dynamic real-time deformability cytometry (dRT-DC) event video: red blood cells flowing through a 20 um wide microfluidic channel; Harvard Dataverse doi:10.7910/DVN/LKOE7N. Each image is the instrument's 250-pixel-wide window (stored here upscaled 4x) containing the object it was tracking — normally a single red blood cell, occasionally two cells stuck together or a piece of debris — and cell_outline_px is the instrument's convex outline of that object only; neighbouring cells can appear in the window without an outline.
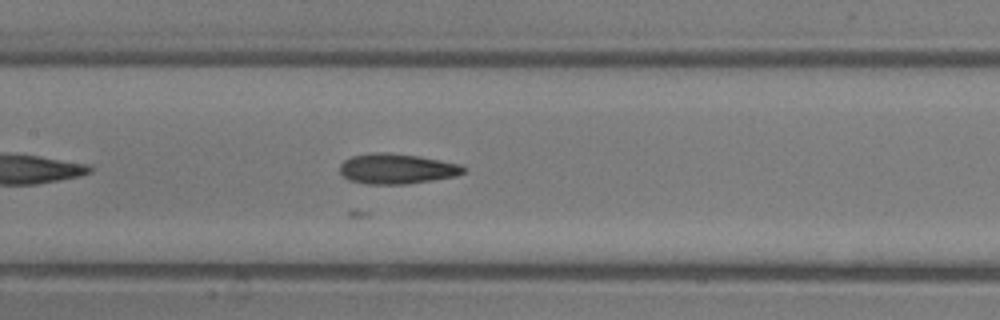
{"species": "common noctule bat (a hibernating species)", "species_latin": "Nyctalus noctula", "temperature_condition": "room temperature", "stored_images_in_passage": 22, "camera_frame_rate_fps": 3000, "um_per_image_px": 0.085, "animal": {"sex": "male", "body_mass_g": 13.3}, "frame": {"image": 1, "passage_image": 7, "time_ms": 2.0, "image_size_px": [1000, 320], "cell_outline_px": [[464, 172], [456, 176], [408, 184], [368, 184], [348, 180], [340, 172], [340, 164], [344, 160], [352, 156], [372, 152], [388, 152], [420, 156], [460, 164], [464, 168]], "centroid_in_image_um": [33.7, 14.34], "position_along_channel_um": 173.7, "area_um2": 21.85}}
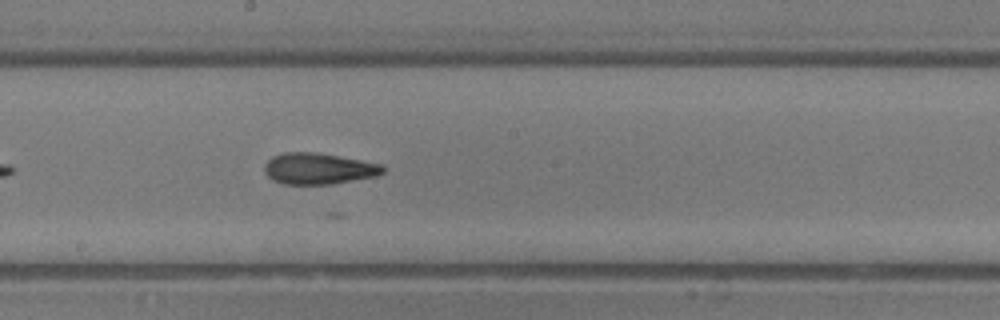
{"frame": {"image": 2, "passage_image": 10, "time_ms": 3.0, "image_size_px": [1000, 320], "cell_outline_px": [[384, 172], [376, 176], [332, 184], [284, 184], [272, 180], [264, 172], [264, 164], [272, 156], [284, 152], [316, 152], [384, 164]], "centroid_in_image_um": [27.07, 14.33], "position_along_channel_um": 221.1, "area_um2": 21.68}}